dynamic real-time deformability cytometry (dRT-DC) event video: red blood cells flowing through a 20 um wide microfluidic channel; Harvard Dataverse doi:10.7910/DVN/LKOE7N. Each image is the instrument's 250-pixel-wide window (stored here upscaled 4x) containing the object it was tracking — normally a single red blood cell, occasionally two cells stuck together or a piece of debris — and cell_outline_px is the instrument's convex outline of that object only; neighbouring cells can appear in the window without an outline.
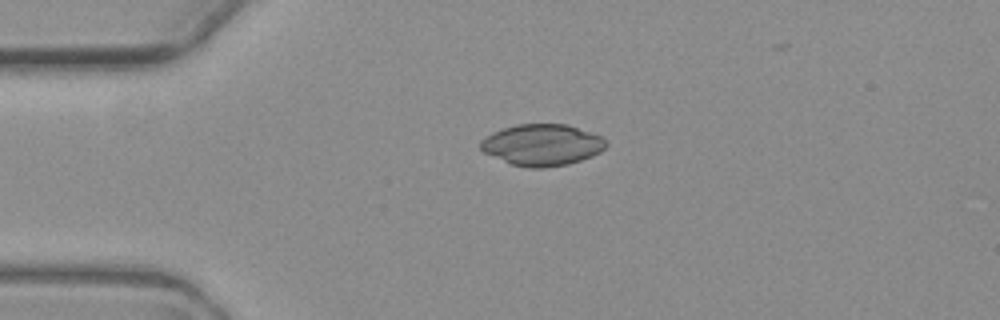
{"species": "common noctule bat (a hibernating species)", "species_latin": "Nyctalus noctula", "temperature_condition": "warm", "stored_images_in_passage": 4, "segment_of_instrument_passage": [2, 2], "camera_frame_rate_fps": 3000, "um_per_image_px": 0.085, "animal": {"sex": "female", "body_mass_g": 19.3, "forearm_length_mm": 54.1}, "frame": {"image": 1, "passage_image": 4, "time_ms": 5.0, "image_size_px": [1000, 320], "cell_outline_px": [[608, 144], [600, 152], [592, 156], [568, 164], [544, 168], [528, 168], [512, 164], [484, 152], [480, 148], [480, 140], [484, 136], [492, 132], [516, 124], [564, 124], [600, 136]], "centroid_in_image_um": [46.04, 12.32], "position_along_channel_um": 39.0, "area_um2": 30.06}}